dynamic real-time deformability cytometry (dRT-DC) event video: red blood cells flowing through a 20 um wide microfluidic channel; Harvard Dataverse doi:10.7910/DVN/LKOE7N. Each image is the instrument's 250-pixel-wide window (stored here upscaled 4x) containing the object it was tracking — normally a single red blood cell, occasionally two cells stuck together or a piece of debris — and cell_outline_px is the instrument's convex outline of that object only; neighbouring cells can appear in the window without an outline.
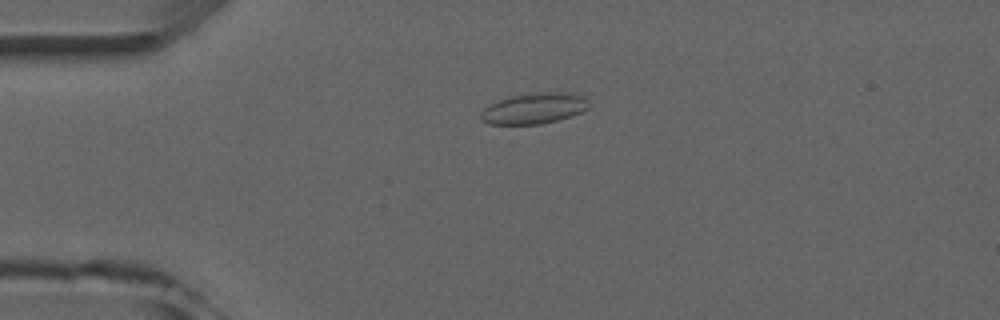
{"species": "common noctule bat (a hibernating species)", "species_latin": "Nyctalus noctula", "temperature_condition": "room temperature", "stored_images_in_passage": 9, "camera_frame_rate_fps": 3000, "um_per_image_px": 0.085, "animal": {"sex": "male", "forearm_length_mm": 52.5}, "frame": {"image": 1, "passage_image": 4, "time_ms": 3.333, "image_size_px": [1000, 320], "cell_outline_px": [[588, 108], [572, 116], [540, 124], [488, 124], [480, 120], [480, 112], [488, 104], [508, 96], [544, 92], [568, 92], [584, 96], [588, 100]], "centroid_in_image_um": [45.36, 9.21], "position_along_channel_um": 39.6, "area_um2": 19.54}}
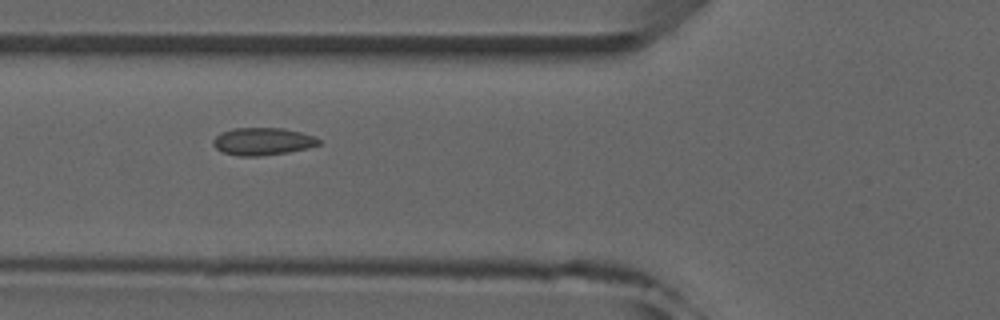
{"frame": {"image": 2, "passage_image": 6, "time_ms": 5.667, "image_size_px": [1000, 320], "cell_outline_px": [[320, 144], [308, 148], [288, 152], [260, 156], [236, 156], [224, 152], [216, 148], [212, 144], [212, 140], [220, 132], [232, 128], [284, 128], [316, 136], [320, 140]], "centroid_in_image_um": [22.32, 12.01], "position_along_channel_um": 103.5, "area_um2": 17.05}}
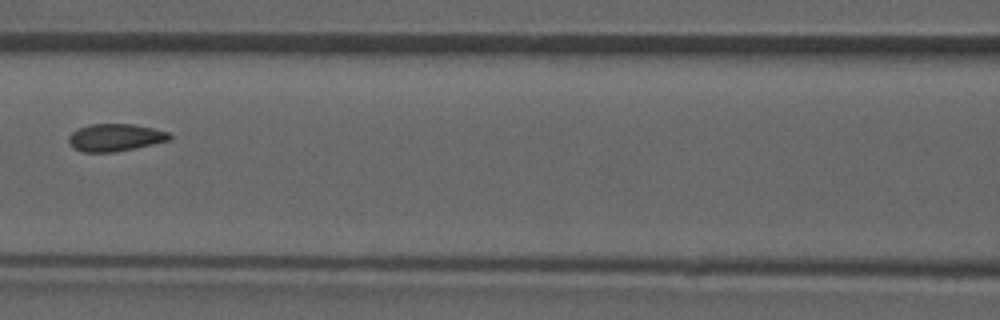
{"frame": {"image": 3, "passage_image": 7, "time_ms": 7.0, "image_size_px": [1000, 320], "cell_outline_px": [[172, 140], [116, 152], [84, 152], [72, 148], [68, 144], [68, 136], [72, 132], [80, 128], [92, 124], [132, 124], [152, 128], [168, 132], [172, 136]], "centroid_in_image_um": [9.79, 11.7], "position_along_channel_um": 156.8, "area_um2": 16.18}}